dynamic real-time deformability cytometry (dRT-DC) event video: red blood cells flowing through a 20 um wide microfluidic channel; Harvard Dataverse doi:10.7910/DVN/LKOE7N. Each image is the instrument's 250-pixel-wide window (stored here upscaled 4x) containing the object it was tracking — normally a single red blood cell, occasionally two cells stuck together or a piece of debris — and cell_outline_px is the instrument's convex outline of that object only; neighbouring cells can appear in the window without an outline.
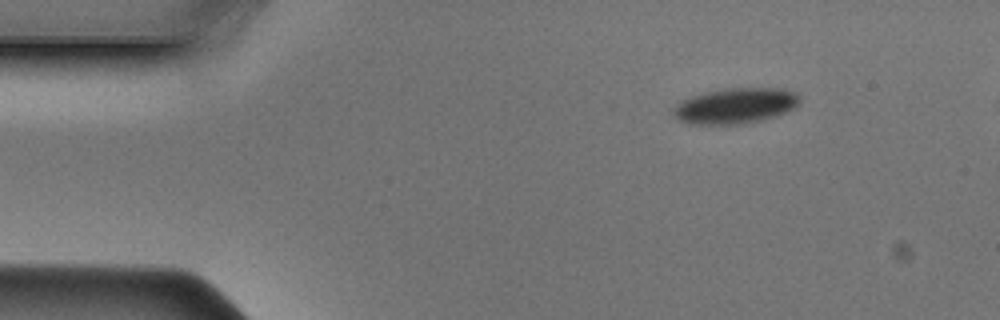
{"species": "Egyptian fruit bat (a non-hibernating species)", "species_latin": "Rousettus aegyptiacus", "temperature_condition": "cold", "stored_images_in_passage": 41, "camera_frame_rate_fps": 3000, "um_per_image_px": 0.085, "animal": {"sex": "male"}, "frame": {"image": 1, "passage_image": 1, "time_ms": 0.0, "image_size_px": [1000, 320], "cell_outline_px": [[792, 104], [784, 108], [772, 112], [752, 116], [724, 120], [700, 120], [684, 116], [680, 112], [680, 108], [692, 100], [708, 96], [732, 92], [784, 92], [792, 96]], "centroid_in_image_um": [62.53, 8.95], "position_along_channel_um": 22.5, "area_um2": 17.11}}
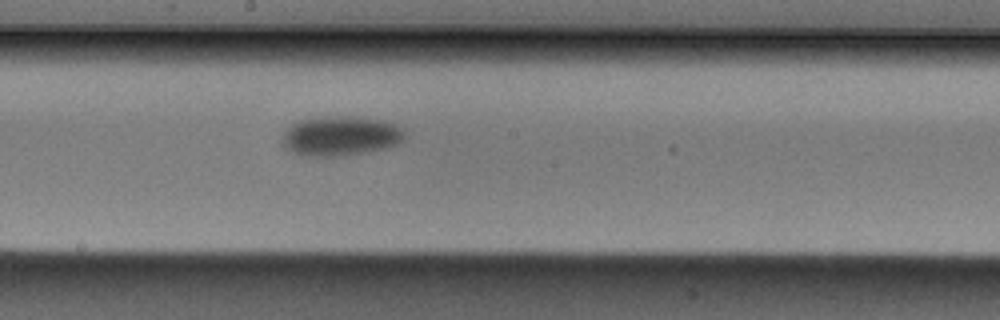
{"frame": {"image": 2, "passage_image": 20, "time_ms": 6.333, "image_size_px": [1000, 320], "cell_outline_px": [[392, 136], [388, 140], [372, 144], [348, 148], [304, 148], [296, 144], [292, 136], [300, 128], [308, 124], [372, 124], [384, 128], [392, 132]], "centroid_in_image_um": [28.9, 11.53], "position_along_channel_um": 219.3, "area_um2": 14.57}}
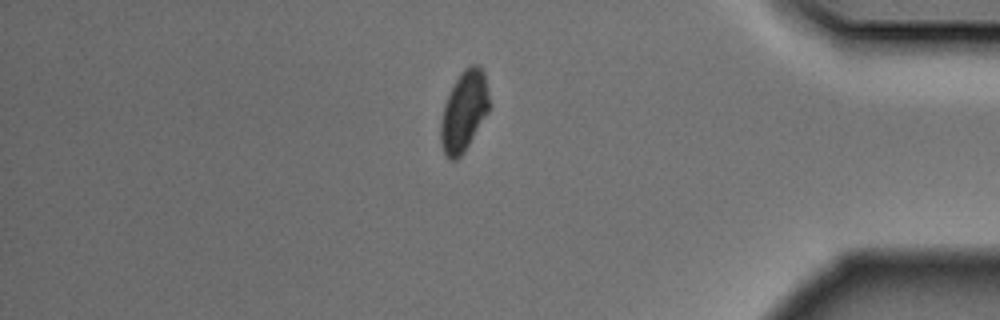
{"frame": {"image": 3, "passage_image": 35, "time_ms": 11.333, "image_size_px": [1000, 320], "cell_outline_px": [[488, 108], [464, 148], [456, 156], [448, 156], [444, 148], [444, 112], [448, 100], [460, 76], [468, 68], [476, 68], [480, 72], [484, 80], [488, 100]], "centroid_in_image_um": [39.47, 9.42], "position_along_channel_um": 395.7, "area_um2": 18.79}}